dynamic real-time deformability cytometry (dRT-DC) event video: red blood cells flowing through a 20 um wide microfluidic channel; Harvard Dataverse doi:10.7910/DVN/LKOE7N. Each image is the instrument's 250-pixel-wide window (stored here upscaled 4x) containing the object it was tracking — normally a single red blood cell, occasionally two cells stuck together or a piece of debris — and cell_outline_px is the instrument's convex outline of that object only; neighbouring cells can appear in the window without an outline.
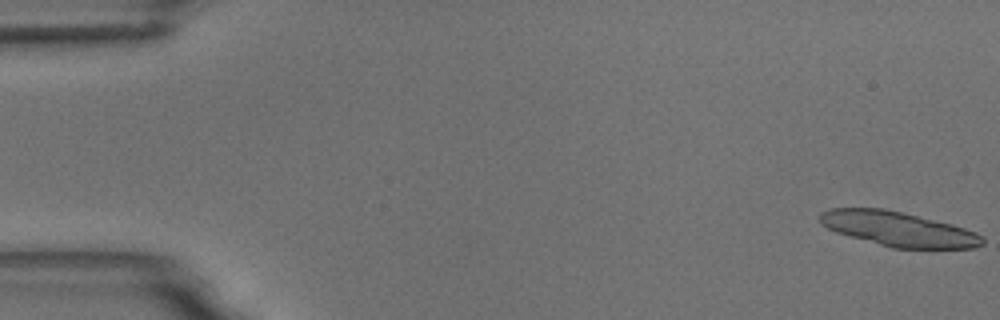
{"species": "common noctule bat (a hibernating species)", "species_latin": "Nyctalus noctula", "temperature_condition": "room temperature", "stored_images_in_passage": 16, "camera_frame_rate_fps": 3000, "um_per_image_px": 0.085, "animal": {"sex": "male", "body_mass_g": 18.8}, "frame": {"image": 1, "passage_image": 1, "time_ms": 0.0, "image_size_px": [1000, 320], "cell_outline_px": [[984, 244], [976, 248], [892, 248], [836, 232], [820, 224], [816, 216], [820, 212], [828, 208], [884, 208], [952, 224], [976, 232], [984, 236]], "centroid_in_image_um": [76.33, 19.46], "position_along_channel_um": 8.7, "area_um2": 32.89}}